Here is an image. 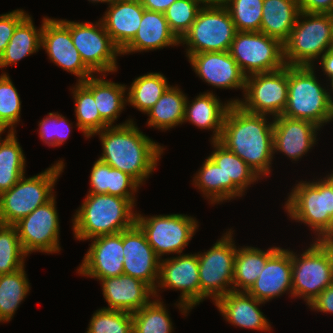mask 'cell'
Here are the masks:
<instances>
[{"instance_id":"obj_7","label":"cell","mask_w":333,"mask_h":333,"mask_svg":"<svg viewBox=\"0 0 333 333\" xmlns=\"http://www.w3.org/2000/svg\"><path fill=\"white\" fill-rule=\"evenodd\" d=\"M333 46L331 14L300 12L288 39L283 43L287 66L315 67L314 62Z\"/></svg>"},{"instance_id":"obj_23","label":"cell","mask_w":333,"mask_h":333,"mask_svg":"<svg viewBox=\"0 0 333 333\" xmlns=\"http://www.w3.org/2000/svg\"><path fill=\"white\" fill-rule=\"evenodd\" d=\"M100 284L108 303L103 309L134 313L155 298L154 290L147 283L126 274L101 279Z\"/></svg>"},{"instance_id":"obj_35","label":"cell","mask_w":333,"mask_h":333,"mask_svg":"<svg viewBox=\"0 0 333 333\" xmlns=\"http://www.w3.org/2000/svg\"><path fill=\"white\" fill-rule=\"evenodd\" d=\"M170 86L160 72H150L133 80L127 88V104L147 113Z\"/></svg>"},{"instance_id":"obj_42","label":"cell","mask_w":333,"mask_h":333,"mask_svg":"<svg viewBox=\"0 0 333 333\" xmlns=\"http://www.w3.org/2000/svg\"><path fill=\"white\" fill-rule=\"evenodd\" d=\"M264 0H229L225 5L237 31L260 32Z\"/></svg>"},{"instance_id":"obj_51","label":"cell","mask_w":333,"mask_h":333,"mask_svg":"<svg viewBox=\"0 0 333 333\" xmlns=\"http://www.w3.org/2000/svg\"><path fill=\"white\" fill-rule=\"evenodd\" d=\"M176 0H140L141 5L149 11L164 13Z\"/></svg>"},{"instance_id":"obj_33","label":"cell","mask_w":333,"mask_h":333,"mask_svg":"<svg viewBox=\"0 0 333 333\" xmlns=\"http://www.w3.org/2000/svg\"><path fill=\"white\" fill-rule=\"evenodd\" d=\"M187 95L178 86H169L154 106L147 111V125L162 131L182 125Z\"/></svg>"},{"instance_id":"obj_57","label":"cell","mask_w":333,"mask_h":333,"mask_svg":"<svg viewBox=\"0 0 333 333\" xmlns=\"http://www.w3.org/2000/svg\"><path fill=\"white\" fill-rule=\"evenodd\" d=\"M331 237H333V216L331 217Z\"/></svg>"},{"instance_id":"obj_20","label":"cell","mask_w":333,"mask_h":333,"mask_svg":"<svg viewBox=\"0 0 333 333\" xmlns=\"http://www.w3.org/2000/svg\"><path fill=\"white\" fill-rule=\"evenodd\" d=\"M195 74L215 88L241 89L244 93L246 75L229 51L201 52L188 57Z\"/></svg>"},{"instance_id":"obj_34","label":"cell","mask_w":333,"mask_h":333,"mask_svg":"<svg viewBox=\"0 0 333 333\" xmlns=\"http://www.w3.org/2000/svg\"><path fill=\"white\" fill-rule=\"evenodd\" d=\"M0 132V194L9 190L26 175V157L17 141L16 132H8L1 138Z\"/></svg>"},{"instance_id":"obj_17","label":"cell","mask_w":333,"mask_h":333,"mask_svg":"<svg viewBox=\"0 0 333 333\" xmlns=\"http://www.w3.org/2000/svg\"><path fill=\"white\" fill-rule=\"evenodd\" d=\"M50 61L63 70L77 76V82H84L93 73L83 63L75 48L70 30L58 19L47 18L41 32V49Z\"/></svg>"},{"instance_id":"obj_19","label":"cell","mask_w":333,"mask_h":333,"mask_svg":"<svg viewBox=\"0 0 333 333\" xmlns=\"http://www.w3.org/2000/svg\"><path fill=\"white\" fill-rule=\"evenodd\" d=\"M92 240L77 273L97 281L124 274L123 231Z\"/></svg>"},{"instance_id":"obj_1","label":"cell","mask_w":333,"mask_h":333,"mask_svg":"<svg viewBox=\"0 0 333 333\" xmlns=\"http://www.w3.org/2000/svg\"><path fill=\"white\" fill-rule=\"evenodd\" d=\"M135 125L130 118L94 135L101 140L102 155L98 159L129 174L142 186L153 174L165 148Z\"/></svg>"},{"instance_id":"obj_3","label":"cell","mask_w":333,"mask_h":333,"mask_svg":"<svg viewBox=\"0 0 333 333\" xmlns=\"http://www.w3.org/2000/svg\"><path fill=\"white\" fill-rule=\"evenodd\" d=\"M134 206L127 198L88 193L72 218L74 238L91 240L130 228L136 223Z\"/></svg>"},{"instance_id":"obj_26","label":"cell","mask_w":333,"mask_h":333,"mask_svg":"<svg viewBox=\"0 0 333 333\" xmlns=\"http://www.w3.org/2000/svg\"><path fill=\"white\" fill-rule=\"evenodd\" d=\"M211 145L214 151L209 157L224 173V201L242 197L251 184L260 180L259 175L219 141H211Z\"/></svg>"},{"instance_id":"obj_22","label":"cell","mask_w":333,"mask_h":333,"mask_svg":"<svg viewBox=\"0 0 333 333\" xmlns=\"http://www.w3.org/2000/svg\"><path fill=\"white\" fill-rule=\"evenodd\" d=\"M247 293L264 303L285 293L293 298L291 250L279 246Z\"/></svg>"},{"instance_id":"obj_47","label":"cell","mask_w":333,"mask_h":333,"mask_svg":"<svg viewBox=\"0 0 333 333\" xmlns=\"http://www.w3.org/2000/svg\"><path fill=\"white\" fill-rule=\"evenodd\" d=\"M28 15L23 9L0 15V56L4 53L16 26Z\"/></svg>"},{"instance_id":"obj_43","label":"cell","mask_w":333,"mask_h":333,"mask_svg":"<svg viewBox=\"0 0 333 333\" xmlns=\"http://www.w3.org/2000/svg\"><path fill=\"white\" fill-rule=\"evenodd\" d=\"M85 333H133L132 313L100 308L93 313Z\"/></svg>"},{"instance_id":"obj_2","label":"cell","mask_w":333,"mask_h":333,"mask_svg":"<svg viewBox=\"0 0 333 333\" xmlns=\"http://www.w3.org/2000/svg\"><path fill=\"white\" fill-rule=\"evenodd\" d=\"M244 111L237 104L228 109L219 142L239 156L260 178L269 177L274 157L273 120Z\"/></svg>"},{"instance_id":"obj_11","label":"cell","mask_w":333,"mask_h":333,"mask_svg":"<svg viewBox=\"0 0 333 333\" xmlns=\"http://www.w3.org/2000/svg\"><path fill=\"white\" fill-rule=\"evenodd\" d=\"M59 20L70 30L75 48L94 75H108L117 71V56H121V50L113 43L101 20L94 24Z\"/></svg>"},{"instance_id":"obj_44","label":"cell","mask_w":333,"mask_h":333,"mask_svg":"<svg viewBox=\"0 0 333 333\" xmlns=\"http://www.w3.org/2000/svg\"><path fill=\"white\" fill-rule=\"evenodd\" d=\"M202 6L201 0H176L164 12L170 30L179 40L190 29Z\"/></svg>"},{"instance_id":"obj_25","label":"cell","mask_w":333,"mask_h":333,"mask_svg":"<svg viewBox=\"0 0 333 333\" xmlns=\"http://www.w3.org/2000/svg\"><path fill=\"white\" fill-rule=\"evenodd\" d=\"M144 10L140 0H113L100 18L106 32L120 50L136 35Z\"/></svg>"},{"instance_id":"obj_32","label":"cell","mask_w":333,"mask_h":333,"mask_svg":"<svg viewBox=\"0 0 333 333\" xmlns=\"http://www.w3.org/2000/svg\"><path fill=\"white\" fill-rule=\"evenodd\" d=\"M278 248L273 246L264 251L252 246L238 247L234 260L233 291L247 292L263 271L267 259Z\"/></svg>"},{"instance_id":"obj_21","label":"cell","mask_w":333,"mask_h":333,"mask_svg":"<svg viewBox=\"0 0 333 333\" xmlns=\"http://www.w3.org/2000/svg\"><path fill=\"white\" fill-rule=\"evenodd\" d=\"M320 127L306 120L280 115L273 118L274 154L280 152L292 161H299L318 141Z\"/></svg>"},{"instance_id":"obj_41","label":"cell","mask_w":333,"mask_h":333,"mask_svg":"<svg viewBox=\"0 0 333 333\" xmlns=\"http://www.w3.org/2000/svg\"><path fill=\"white\" fill-rule=\"evenodd\" d=\"M21 99L8 73L0 76V132L6 129L16 132L15 125L20 122Z\"/></svg>"},{"instance_id":"obj_55","label":"cell","mask_w":333,"mask_h":333,"mask_svg":"<svg viewBox=\"0 0 333 333\" xmlns=\"http://www.w3.org/2000/svg\"><path fill=\"white\" fill-rule=\"evenodd\" d=\"M327 81L330 82V85H328V86H330L329 93H330L331 99L333 100V96H332L333 95V76L331 78H329Z\"/></svg>"},{"instance_id":"obj_46","label":"cell","mask_w":333,"mask_h":333,"mask_svg":"<svg viewBox=\"0 0 333 333\" xmlns=\"http://www.w3.org/2000/svg\"><path fill=\"white\" fill-rule=\"evenodd\" d=\"M141 185L129 174L109 165L108 195L127 198L136 206V192Z\"/></svg>"},{"instance_id":"obj_27","label":"cell","mask_w":333,"mask_h":333,"mask_svg":"<svg viewBox=\"0 0 333 333\" xmlns=\"http://www.w3.org/2000/svg\"><path fill=\"white\" fill-rule=\"evenodd\" d=\"M179 45V39L170 30L164 13L145 9L136 35L121 50V55Z\"/></svg>"},{"instance_id":"obj_14","label":"cell","mask_w":333,"mask_h":333,"mask_svg":"<svg viewBox=\"0 0 333 333\" xmlns=\"http://www.w3.org/2000/svg\"><path fill=\"white\" fill-rule=\"evenodd\" d=\"M229 53L246 76L286 66L283 43L262 32L237 31Z\"/></svg>"},{"instance_id":"obj_54","label":"cell","mask_w":333,"mask_h":333,"mask_svg":"<svg viewBox=\"0 0 333 333\" xmlns=\"http://www.w3.org/2000/svg\"><path fill=\"white\" fill-rule=\"evenodd\" d=\"M321 241L326 245L333 259V237L323 238Z\"/></svg>"},{"instance_id":"obj_48","label":"cell","mask_w":333,"mask_h":333,"mask_svg":"<svg viewBox=\"0 0 333 333\" xmlns=\"http://www.w3.org/2000/svg\"><path fill=\"white\" fill-rule=\"evenodd\" d=\"M89 177L90 189L88 193L108 194L109 164L97 159Z\"/></svg>"},{"instance_id":"obj_4","label":"cell","mask_w":333,"mask_h":333,"mask_svg":"<svg viewBox=\"0 0 333 333\" xmlns=\"http://www.w3.org/2000/svg\"><path fill=\"white\" fill-rule=\"evenodd\" d=\"M315 72L310 66H288L287 105L282 115L322 128L333 121V100Z\"/></svg>"},{"instance_id":"obj_53","label":"cell","mask_w":333,"mask_h":333,"mask_svg":"<svg viewBox=\"0 0 333 333\" xmlns=\"http://www.w3.org/2000/svg\"><path fill=\"white\" fill-rule=\"evenodd\" d=\"M229 0H201L203 5L225 6Z\"/></svg>"},{"instance_id":"obj_40","label":"cell","mask_w":333,"mask_h":333,"mask_svg":"<svg viewBox=\"0 0 333 333\" xmlns=\"http://www.w3.org/2000/svg\"><path fill=\"white\" fill-rule=\"evenodd\" d=\"M193 177V185L209 200L210 204L224 201V173L209 156Z\"/></svg>"},{"instance_id":"obj_37","label":"cell","mask_w":333,"mask_h":333,"mask_svg":"<svg viewBox=\"0 0 333 333\" xmlns=\"http://www.w3.org/2000/svg\"><path fill=\"white\" fill-rule=\"evenodd\" d=\"M70 89L75 104L76 126L83 132V136L89 139L95 133L109 127L100 117L93 94L81 82H76Z\"/></svg>"},{"instance_id":"obj_24","label":"cell","mask_w":333,"mask_h":333,"mask_svg":"<svg viewBox=\"0 0 333 333\" xmlns=\"http://www.w3.org/2000/svg\"><path fill=\"white\" fill-rule=\"evenodd\" d=\"M213 304L218 308L223 319L231 325L242 329L271 331V324L259 308L265 303L258 301L247 292L231 291Z\"/></svg>"},{"instance_id":"obj_39","label":"cell","mask_w":333,"mask_h":333,"mask_svg":"<svg viewBox=\"0 0 333 333\" xmlns=\"http://www.w3.org/2000/svg\"><path fill=\"white\" fill-rule=\"evenodd\" d=\"M27 256L21 246L16 227L0 224V275L23 268Z\"/></svg>"},{"instance_id":"obj_29","label":"cell","mask_w":333,"mask_h":333,"mask_svg":"<svg viewBox=\"0 0 333 333\" xmlns=\"http://www.w3.org/2000/svg\"><path fill=\"white\" fill-rule=\"evenodd\" d=\"M106 75L98 74L81 82L94 96L100 117L109 125L114 126L127 103V85L105 80Z\"/></svg>"},{"instance_id":"obj_38","label":"cell","mask_w":333,"mask_h":333,"mask_svg":"<svg viewBox=\"0 0 333 333\" xmlns=\"http://www.w3.org/2000/svg\"><path fill=\"white\" fill-rule=\"evenodd\" d=\"M163 303L155 297L140 310L132 313L133 333H172L173 323Z\"/></svg>"},{"instance_id":"obj_31","label":"cell","mask_w":333,"mask_h":333,"mask_svg":"<svg viewBox=\"0 0 333 333\" xmlns=\"http://www.w3.org/2000/svg\"><path fill=\"white\" fill-rule=\"evenodd\" d=\"M47 18H43L39 29L35 27L29 14L16 26L4 53L0 56V69L16 65L18 61L40 50L43 22Z\"/></svg>"},{"instance_id":"obj_30","label":"cell","mask_w":333,"mask_h":333,"mask_svg":"<svg viewBox=\"0 0 333 333\" xmlns=\"http://www.w3.org/2000/svg\"><path fill=\"white\" fill-rule=\"evenodd\" d=\"M300 14L296 0H264L260 32L284 43Z\"/></svg>"},{"instance_id":"obj_50","label":"cell","mask_w":333,"mask_h":333,"mask_svg":"<svg viewBox=\"0 0 333 333\" xmlns=\"http://www.w3.org/2000/svg\"><path fill=\"white\" fill-rule=\"evenodd\" d=\"M300 12L333 14V0H296Z\"/></svg>"},{"instance_id":"obj_8","label":"cell","mask_w":333,"mask_h":333,"mask_svg":"<svg viewBox=\"0 0 333 333\" xmlns=\"http://www.w3.org/2000/svg\"><path fill=\"white\" fill-rule=\"evenodd\" d=\"M236 33L226 6L203 5L179 43L186 44L187 58L201 52L229 51Z\"/></svg>"},{"instance_id":"obj_18","label":"cell","mask_w":333,"mask_h":333,"mask_svg":"<svg viewBox=\"0 0 333 333\" xmlns=\"http://www.w3.org/2000/svg\"><path fill=\"white\" fill-rule=\"evenodd\" d=\"M123 254L124 274L144 281L155 290L161 259L137 223L123 230Z\"/></svg>"},{"instance_id":"obj_13","label":"cell","mask_w":333,"mask_h":333,"mask_svg":"<svg viewBox=\"0 0 333 333\" xmlns=\"http://www.w3.org/2000/svg\"><path fill=\"white\" fill-rule=\"evenodd\" d=\"M136 223L145 233L148 243L162 259L165 254H181L198 229V221L185 214L136 215Z\"/></svg>"},{"instance_id":"obj_12","label":"cell","mask_w":333,"mask_h":333,"mask_svg":"<svg viewBox=\"0 0 333 333\" xmlns=\"http://www.w3.org/2000/svg\"><path fill=\"white\" fill-rule=\"evenodd\" d=\"M288 66L281 69L246 76L243 99H230L244 111L275 118L283 114L287 105ZM271 115V116H270Z\"/></svg>"},{"instance_id":"obj_45","label":"cell","mask_w":333,"mask_h":333,"mask_svg":"<svg viewBox=\"0 0 333 333\" xmlns=\"http://www.w3.org/2000/svg\"><path fill=\"white\" fill-rule=\"evenodd\" d=\"M72 123L58 112H50L39 122V137L51 147L64 144L71 133Z\"/></svg>"},{"instance_id":"obj_16","label":"cell","mask_w":333,"mask_h":333,"mask_svg":"<svg viewBox=\"0 0 333 333\" xmlns=\"http://www.w3.org/2000/svg\"><path fill=\"white\" fill-rule=\"evenodd\" d=\"M54 196L46 204L37 207L14 226L23 251L29 255L33 252L47 254L58 253L60 247V221Z\"/></svg>"},{"instance_id":"obj_49","label":"cell","mask_w":333,"mask_h":333,"mask_svg":"<svg viewBox=\"0 0 333 333\" xmlns=\"http://www.w3.org/2000/svg\"><path fill=\"white\" fill-rule=\"evenodd\" d=\"M308 307L313 311L333 314V284L329 285L314 298Z\"/></svg>"},{"instance_id":"obj_10","label":"cell","mask_w":333,"mask_h":333,"mask_svg":"<svg viewBox=\"0 0 333 333\" xmlns=\"http://www.w3.org/2000/svg\"><path fill=\"white\" fill-rule=\"evenodd\" d=\"M293 298L309 305L325 288L333 284V259L322 241L314 240L303 253L291 250Z\"/></svg>"},{"instance_id":"obj_6","label":"cell","mask_w":333,"mask_h":333,"mask_svg":"<svg viewBox=\"0 0 333 333\" xmlns=\"http://www.w3.org/2000/svg\"><path fill=\"white\" fill-rule=\"evenodd\" d=\"M63 161H56L37 175L27 178L22 176L14 186L0 194L1 224H16L56 196L53 190L64 170Z\"/></svg>"},{"instance_id":"obj_56","label":"cell","mask_w":333,"mask_h":333,"mask_svg":"<svg viewBox=\"0 0 333 333\" xmlns=\"http://www.w3.org/2000/svg\"><path fill=\"white\" fill-rule=\"evenodd\" d=\"M89 2H92V3H107L108 5L113 1V0H88Z\"/></svg>"},{"instance_id":"obj_5","label":"cell","mask_w":333,"mask_h":333,"mask_svg":"<svg viewBox=\"0 0 333 333\" xmlns=\"http://www.w3.org/2000/svg\"><path fill=\"white\" fill-rule=\"evenodd\" d=\"M288 194L284 209L289 218L308 225L316 241L331 237L333 171L323 179L298 182Z\"/></svg>"},{"instance_id":"obj_36","label":"cell","mask_w":333,"mask_h":333,"mask_svg":"<svg viewBox=\"0 0 333 333\" xmlns=\"http://www.w3.org/2000/svg\"><path fill=\"white\" fill-rule=\"evenodd\" d=\"M25 266L13 273L0 275V322H9L30 291Z\"/></svg>"},{"instance_id":"obj_9","label":"cell","mask_w":333,"mask_h":333,"mask_svg":"<svg viewBox=\"0 0 333 333\" xmlns=\"http://www.w3.org/2000/svg\"><path fill=\"white\" fill-rule=\"evenodd\" d=\"M231 229L204 253L198 252L200 302L211 298L215 303L233 291L234 260L237 252Z\"/></svg>"},{"instance_id":"obj_52","label":"cell","mask_w":333,"mask_h":333,"mask_svg":"<svg viewBox=\"0 0 333 333\" xmlns=\"http://www.w3.org/2000/svg\"><path fill=\"white\" fill-rule=\"evenodd\" d=\"M318 62L324 75L328 79L331 78L333 76V46L320 57Z\"/></svg>"},{"instance_id":"obj_15","label":"cell","mask_w":333,"mask_h":333,"mask_svg":"<svg viewBox=\"0 0 333 333\" xmlns=\"http://www.w3.org/2000/svg\"><path fill=\"white\" fill-rule=\"evenodd\" d=\"M180 291V300L175 305L181 314L187 316L189 311L200 304L199 261L195 254H178L160 260L159 278L154 296L159 297L161 289ZM158 294V295H157Z\"/></svg>"},{"instance_id":"obj_28","label":"cell","mask_w":333,"mask_h":333,"mask_svg":"<svg viewBox=\"0 0 333 333\" xmlns=\"http://www.w3.org/2000/svg\"><path fill=\"white\" fill-rule=\"evenodd\" d=\"M191 102V103H190ZM232 103L222 102L213 92H203L192 101L186 99L183 123L213 131L211 141H219L226 113Z\"/></svg>"}]
</instances>
